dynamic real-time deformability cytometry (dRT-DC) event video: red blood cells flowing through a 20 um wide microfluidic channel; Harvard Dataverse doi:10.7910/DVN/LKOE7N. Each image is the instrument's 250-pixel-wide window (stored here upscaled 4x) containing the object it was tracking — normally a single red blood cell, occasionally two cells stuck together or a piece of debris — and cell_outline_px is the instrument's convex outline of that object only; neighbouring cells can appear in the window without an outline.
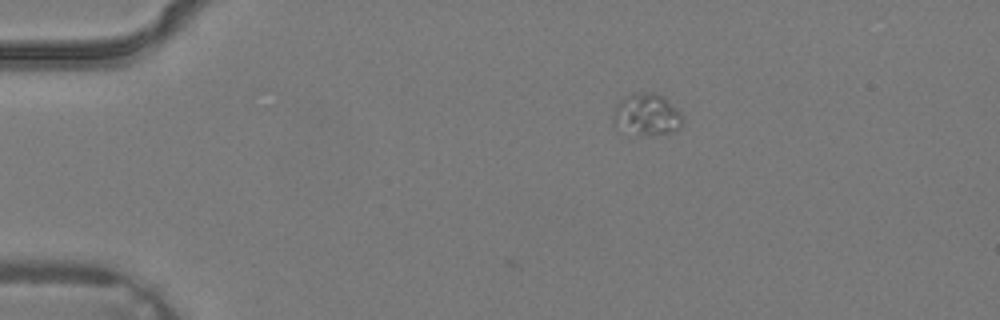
{"species": "common noctule bat (a hibernating species)", "species_latin": "Nyctalus noctula", "temperature_condition": "warm", "stored_images_in_passage": 2, "camera_frame_rate_fps": 3000, "um_per_image_px": 0.085, "animal": {"sex": "male", "body_mass_g": 19.2, "forearm_length_mm": 51.8}, "frame": {"image": 1, "passage_image": 2, "time_ms": 0.333, "image_size_px": [1000, 320], "cell_outline_px": [[684, 116], [680, 124], [676, 128], [668, 132], [636, 132], [612, 120], [612, 116], [616, 104], [620, 100], [632, 92], [652, 92], [664, 96]], "centroid_in_image_um": [55.0, 9.61], "position_along_channel_um": 30.0, "area_um2": 15.78}}